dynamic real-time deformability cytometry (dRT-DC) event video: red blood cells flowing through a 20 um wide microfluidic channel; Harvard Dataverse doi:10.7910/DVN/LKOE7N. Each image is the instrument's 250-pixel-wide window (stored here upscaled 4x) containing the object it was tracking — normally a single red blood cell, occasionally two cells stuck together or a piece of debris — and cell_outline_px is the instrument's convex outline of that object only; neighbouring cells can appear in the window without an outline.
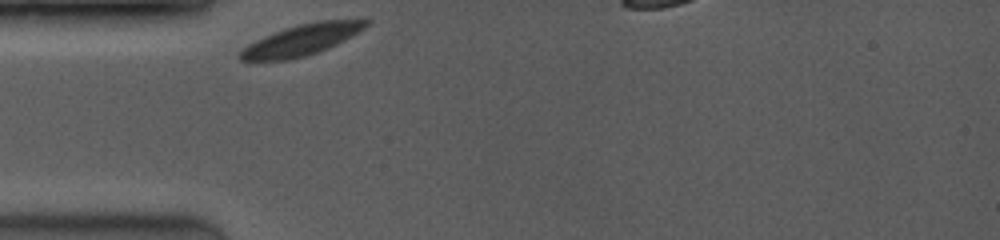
{"species": "common noctule bat (a hibernating species)", "species_latin": "Nyctalus noctula", "temperature_condition": "room temperature", "stored_images_in_passage": 8, "camera_frame_rate_fps": 3500, "um_per_image_px": 0.085, "animal": {"sex": "female", "body_mass_g": 19.0, "forearm_length_mm": 53.3}, "frame": {"image": 1, "passage_image": 1, "time_ms": 0.0, "image_size_px": [1000, 240], "cell_outline_px": [[372, 20], [364, 28], [352, 36], [328, 48], [304, 56], [288, 60], [248, 64], [240, 60], [236, 56], [248, 44], [264, 36], [284, 28], [300, 24], [320, 20], [364, 16]], "centroid_in_image_um": [25.64, 3.39], "position_along_channel_um": 59.4, "area_um2": 23.81}}